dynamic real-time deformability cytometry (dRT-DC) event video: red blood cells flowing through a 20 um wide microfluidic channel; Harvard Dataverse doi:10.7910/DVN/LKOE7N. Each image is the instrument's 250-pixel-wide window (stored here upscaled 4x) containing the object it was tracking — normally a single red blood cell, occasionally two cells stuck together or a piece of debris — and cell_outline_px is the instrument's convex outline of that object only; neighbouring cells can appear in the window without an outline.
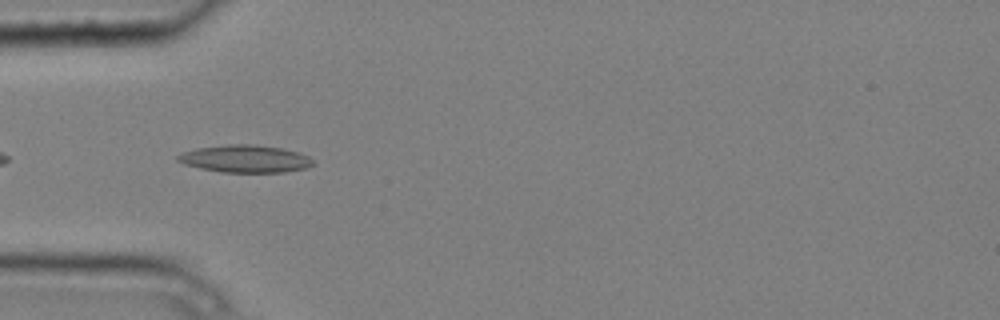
{"species": "common noctule bat (a hibernating species)", "species_latin": "Nyctalus noctula", "temperature_condition": "cold", "stored_images_in_passage": 6, "camera_frame_rate_fps": 3000, "um_per_image_px": 0.085, "animal": {"sex": "male", "body_mass_g": 20.4}, "frame": {"image": 1, "passage_image": 5, "time_ms": 1.333, "image_size_px": [1000, 320], "cell_outline_px": [[316, 164], [304, 168], [284, 172], [220, 172], [200, 168], [184, 164], [176, 160], [176, 156], [184, 152], [196, 148], [228, 144], [248, 144], [280, 148], [296, 152], [308, 156]], "centroid_in_image_um": [20.81, 13.5], "position_along_channel_um": 64.2, "area_um2": 21.44}}
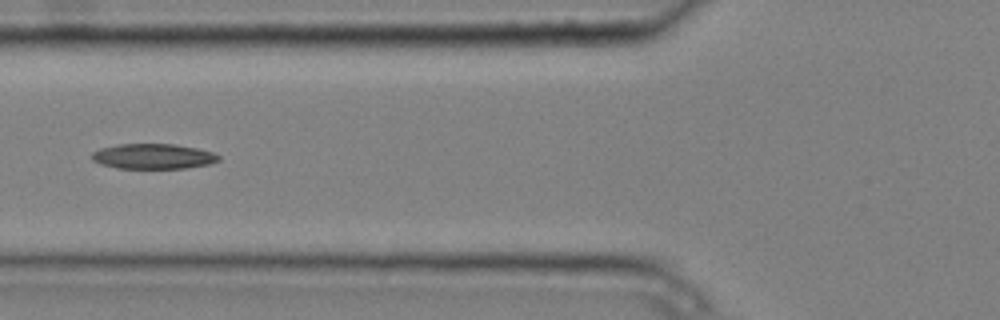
{"frame": {"image": 2, "passage_image": 6, "time_ms": 1.667, "image_size_px": [1000, 320], "cell_outline_px": [[220, 160], [208, 164], [188, 168], [116, 168], [100, 164], [92, 160], [92, 152], [100, 148], [116, 144], [176, 144], [196, 148], [212, 152], [220, 156]], "centroid_in_image_um": [13.0, 13.29], "position_along_channel_um": 112.8, "area_um2": 18.67}}